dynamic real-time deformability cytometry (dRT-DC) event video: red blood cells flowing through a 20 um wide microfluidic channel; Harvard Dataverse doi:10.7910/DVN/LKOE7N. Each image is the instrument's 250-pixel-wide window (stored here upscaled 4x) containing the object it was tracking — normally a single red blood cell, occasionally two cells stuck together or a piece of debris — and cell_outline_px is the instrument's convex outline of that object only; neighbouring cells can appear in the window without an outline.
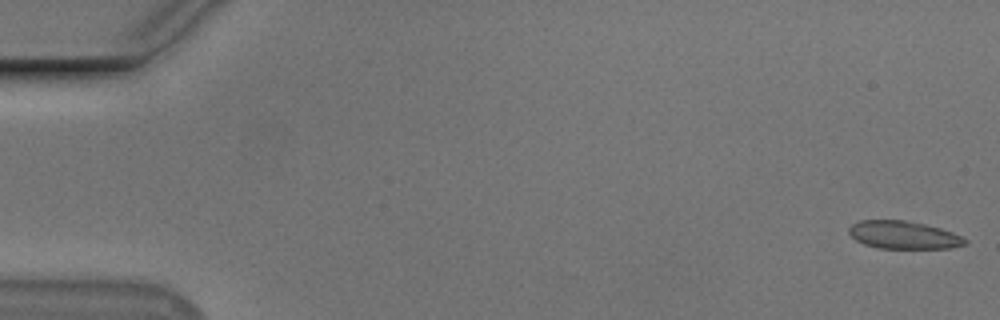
{"species": "Egyptian fruit bat (a non-hibernating species)", "species_latin": "Rousettus aegyptiacus", "temperature_condition": "cold", "stored_images_in_passage": 56, "camera_frame_rate_fps": 3000, "um_per_image_px": 0.085, "animal": {"sex": "male"}, "frame": {"image": 1, "passage_image": 1, "time_ms": 0.0, "image_size_px": [1000, 320], "cell_outline_px": [[968, 244], [948, 248], [876, 248], [864, 244], [856, 240], [848, 232], [848, 228], [852, 224], [860, 220], [904, 220], [924, 224], [940, 228], [952, 232], [968, 240]], "centroid_in_image_um": [76.79, 19.97], "position_along_channel_um": 8.2, "area_um2": 18.79}}
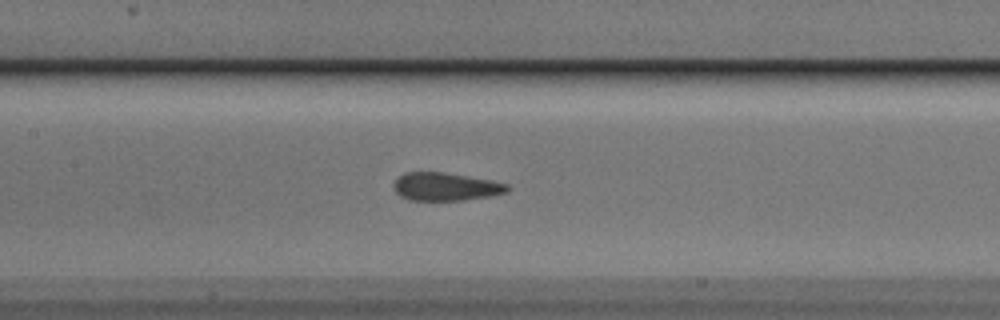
{"frame": {"image": 2, "passage_image": 26, "time_ms": 8.333, "image_size_px": [1000, 320], "cell_outline_px": [[512, 188], [508, 192], [492, 196], [464, 200], [408, 200], [400, 196], [396, 192], [392, 184], [404, 172], [444, 172], [492, 180], [508, 184]], "centroid_in_image_um": [37.92, 15.87], "position_along_channel_um": 169.5, "area_um2": 18.79}}
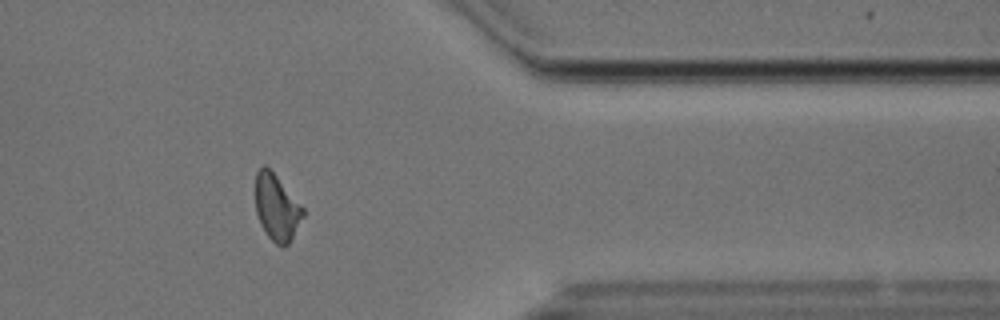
{"frame": {"image": 3, "passage_image": 45, "time_ms": 14.667, "image_size_px": [1000, 320], "cell_outline_px": [[304, 216], [288, 244], [284, 248], [276, 244], [268, 236], [260, 224], [256, 212], [256, 172], [264, 164], [276, 176], [304, 208]], "centroid_in_image_um": [23.52, 17.66], "position_along_channel_um": 387.9, "area_um2": 18.09}, "authors_computed_cell_mechanics": {"area_um2": 19.1029, "velocity_mm_per_s": 3.7172, "shape_relaxation_time_tau1_ms": 4.2539, "shape_relaxation_time_tau2_ms": 0.847, "deformation_change_tau1": 0.1261, "deformation_change_tau2": 0.0862}}